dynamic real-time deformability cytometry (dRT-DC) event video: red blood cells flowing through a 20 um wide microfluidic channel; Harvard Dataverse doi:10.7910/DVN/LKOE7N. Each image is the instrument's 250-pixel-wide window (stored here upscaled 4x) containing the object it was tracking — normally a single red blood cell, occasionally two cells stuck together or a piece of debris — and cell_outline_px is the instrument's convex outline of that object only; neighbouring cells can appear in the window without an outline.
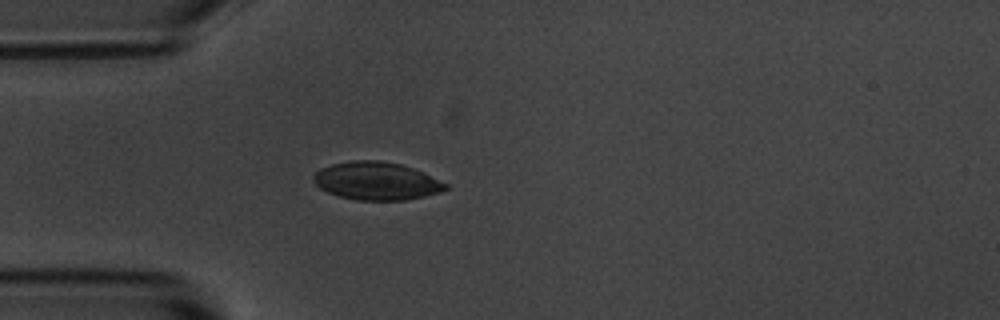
{"species": "common noctule bat (a hibernating species)", "species_latin": "Nyctalus noctula", "temperature_condition": "room temperature", "stored_images_in_passage": 4, "camera_frame_rate_fps": 3000, "um_per_image_px": 0.085, "animal": {"sex": "male", "body_mass_g": 20.1, "forearm_length_mm": 53.5}, "frame": {"image": 1, "passage_image": 4, "time_ms": 3.333, "image_size_px": [1000, 320], "cell_outline_px": [[448, 188], [440, 192], [424, 196], [404, 200], [356, 200], [340, 196], [328, 192], [320, 188], [312, 180], [312, 176], [320, 168], [332, 164], [352, 160], [380, 160], [400, 164], [424, 172], [448, 184]], "centroid_in_image_um": [31.99, 15.37], "position_along_channel_um": 53.0, "area_um2": 29.19}}